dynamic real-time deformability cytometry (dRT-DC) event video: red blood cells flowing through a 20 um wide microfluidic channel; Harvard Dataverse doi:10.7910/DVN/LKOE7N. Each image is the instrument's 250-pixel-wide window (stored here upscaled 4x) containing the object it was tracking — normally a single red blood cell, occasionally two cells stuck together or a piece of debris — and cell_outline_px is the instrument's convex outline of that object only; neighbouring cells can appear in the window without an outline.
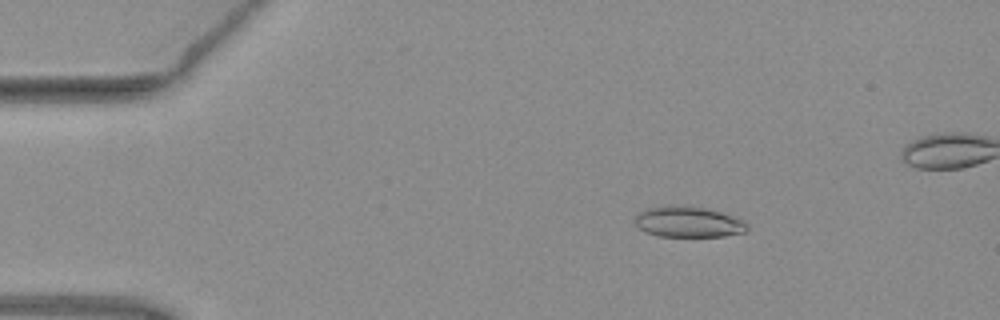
{"species": "common noctule bat (a hibernating species)", "species_latin": "Nyctalus noctula", "temperature_condition": "warm", "stored_images_in_passage": 5, "camera_frame_rate_fps": 3000, "um_per_image_px": 0.085, "animal": {"sex": "female", "body_mass_g": 19.3, "forearm_length_mm": 54.1}, "frame": {"image": 1, "passage_image": 3, "time_ms": 0.667, "image_size_px": [1000, 320], "cell_outline_px": [[748, 228], [744, 232], [724, 236], [660, 236], [636, 228], [632, 220], [640, 212], [648, 208], [668, 204], [676, 204], [704, 208], [720, 212], [744, 220], [748, 224]], "centroid_in_image_um": [58.46, 18.85], "position_along_channel_um": 26.5, "area_um2": 20.29}}